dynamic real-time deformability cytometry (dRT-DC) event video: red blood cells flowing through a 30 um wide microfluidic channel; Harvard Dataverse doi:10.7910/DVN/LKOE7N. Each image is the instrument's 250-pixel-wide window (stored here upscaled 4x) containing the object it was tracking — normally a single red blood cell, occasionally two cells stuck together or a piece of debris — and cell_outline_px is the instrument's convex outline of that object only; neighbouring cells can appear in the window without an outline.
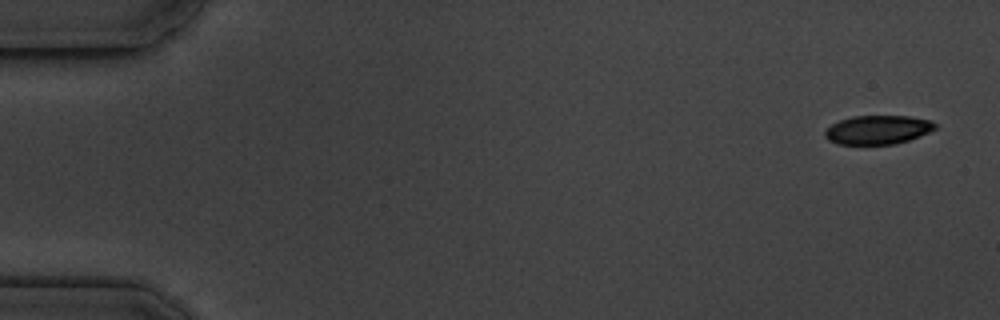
{"species": "common noctule bat (a hibernating species)", "species_latin": "Nyctalus noctula", "temperature_condition": "cold", "stored_images_in_passage": 5, "camera_frame_rate_fps": 3000, "um_per_image_px": 0.085, "animal": {"sex": "male", "body_mass_g": 19.5, "forearm_length_mm": 54.6}, "frame": {"image": 1, "passage_image": 1, "time_ms": 0.0, "image_size_px": [1000, 320], "cell_outline_px": [[936, 128], [920, 136], [896, 144], [836, 144], [828, 140], [824, 136], [824, 132], [832, 124], [840, 120], [852, 116], [908, 116], [928, 120], [936, 124]], "centroid_in_image_um": [74.58, 11.04], "position_along_channel_um": 10.4, "area_um2": 18.44}}
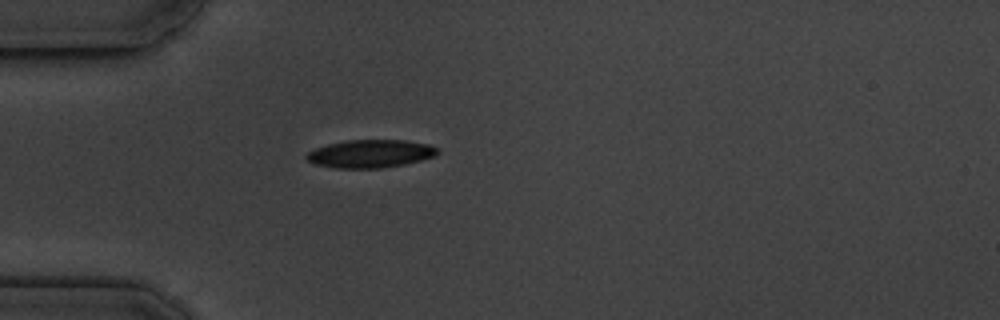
{"frame": {"image": 2, "passage_image": 5, "time_ms": 4.667, "image_size_px": [1000, 320], "cell_outline_px": [[440, 152], [436, 156], [404, 164], [380, 168], [332, 168], [316, 164], [308, 160], [304, 156], [308, 152], [316, 148], [328, 144], [348, 140], [404, 140], [428, 144], [440, 148]], "centroid_in_image_um": [31.51, 13.06], "position_along_channel_um": 53.5, "area_um2": 21.39}}